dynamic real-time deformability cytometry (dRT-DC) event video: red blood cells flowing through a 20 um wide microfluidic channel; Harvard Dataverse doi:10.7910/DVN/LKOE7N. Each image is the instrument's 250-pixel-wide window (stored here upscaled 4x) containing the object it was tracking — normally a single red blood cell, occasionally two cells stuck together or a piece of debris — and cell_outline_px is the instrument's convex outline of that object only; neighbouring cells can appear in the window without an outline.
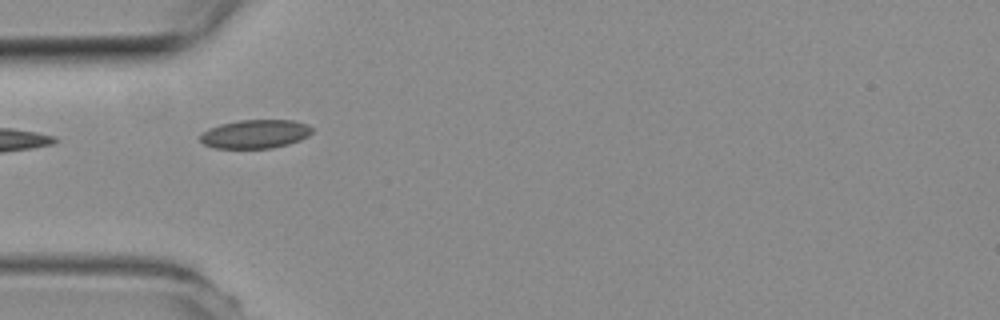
{"species": "common noctule bat (a hibernating species)", "species_latin": "Nyctalus noctula", "temperature_condition": "room temperature", "stored_images_in_passage": 3, "camera_frame_rate_fps": 3000, "um_per_image_px": 0.085, "animal": {"sex": "female", "body_mass_g": 19.3, "forearm_length_mm": 54.1}, "frame": {"image": 1, "passage_image": 1, "time_ms": 0.0, "image_size_px": [1000, 320], "cell_outline_px": [[312, 132], [308, 136], [300, 140], [288, 144], [272, 148], [216, 148], [204, 144], [200, 140], [200, 136], [208, 128], [220, 124], [240, 120], [296, 120], [308, 124], [312, 128]], "centroid_in_image_um": [21.72, 11.38], "position_along_channel_um": 63.3, "area_um2": 18.73}}